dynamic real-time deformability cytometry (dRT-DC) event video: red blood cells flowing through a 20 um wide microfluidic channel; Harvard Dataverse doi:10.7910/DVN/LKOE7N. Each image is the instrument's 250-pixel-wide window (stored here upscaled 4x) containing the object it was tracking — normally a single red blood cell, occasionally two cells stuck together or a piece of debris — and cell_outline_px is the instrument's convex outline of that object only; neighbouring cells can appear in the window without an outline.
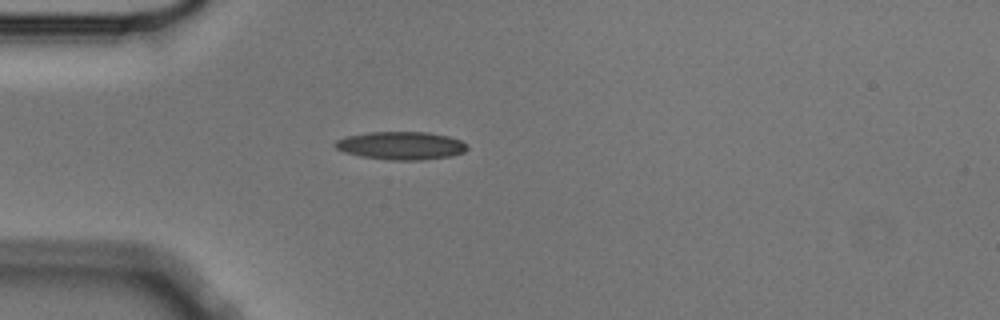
{"species": "Egyptian fruit bat (a non-hibernating species)", "species_latin": "Rousettus aegyptiacus", "temperature_condition": "cold", "stored_images_in_passage": 1, "camera_frame_rate_fps": 3000, "um_per_image_px": 0.085, "animal": {"sex": "male"}, "frame": {"image": 1, "passage_image": 1, "time_ms": 0.0, "image_size_px": [1000, 320], "cell_outline_px": [[468, 148], [464, 152], [452, 156], [420, 160], [392, 160], [360, 156], [344, 152], [336, 148], [332, 144], [336, 140], [344, 136], [368, 132], [428, 132], [448, 136], [460, 140], [468, 144]], "centroid_in_image_um": [34.08, 12.37], "position_along_channel_um": 50.9, "area_um2": 21.73}}